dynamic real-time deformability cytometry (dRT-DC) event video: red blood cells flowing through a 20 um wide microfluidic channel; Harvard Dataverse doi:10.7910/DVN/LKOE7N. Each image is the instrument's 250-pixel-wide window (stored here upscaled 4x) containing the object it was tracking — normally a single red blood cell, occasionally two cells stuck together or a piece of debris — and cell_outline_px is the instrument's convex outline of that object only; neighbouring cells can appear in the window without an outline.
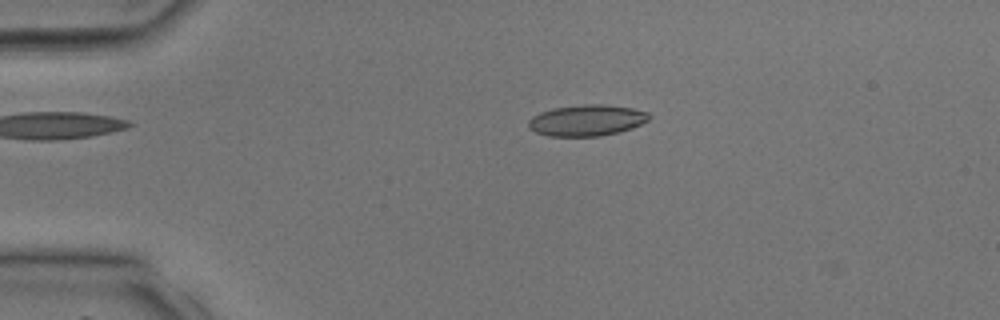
{"species": "common noctule bat (a hibernating species)", "species_latin": "Nyctalus noctula", "temperature_condition": "room temperature", "stored_images_in_passage": 30, "camera_frame_rate_fps": 3000, "um_per_image_px": 0.085, "animal": {"sex": "male", "body_mass_g": 17.9, "forearm_length_mm": 54.2}, "frame": {"image": 1, "passage_image": 3, "time_ms": 0.667, "image_size_px": [1000, 320], "cell_outline_px": [[652, 116], [648, 120], [632, 128], [600, 136], [548, 136], [536, 132], [528, 128], [528, 120], [532, 116], [540, 112], [552, 108], [584, 104], [604, 104], [632, 108], [648, 112]], "centroid_in_image_um": [49.86, 10.22], "position_along_channel_um": 35.1, "area_um2": 21.96}}
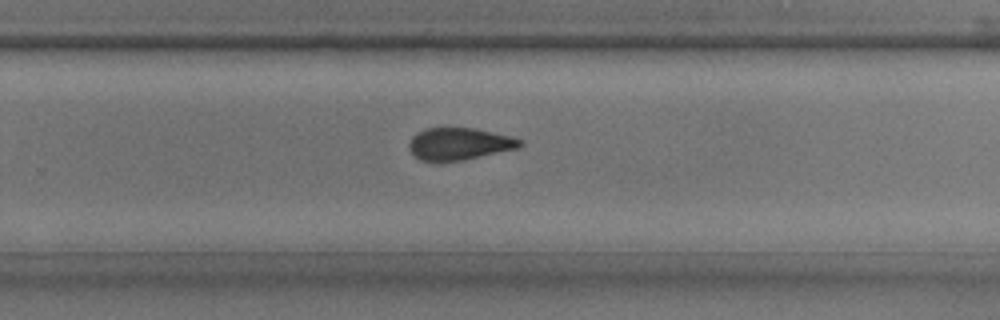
{"frame": {"image": 2, "passage_image": 20, "time_ms": 6.333, "image_size_px": [1000, 320], "cell_outline_px": [[524, 144], [520, 148], [464, 160], [420, 160], [408, 148], [408, 144], [412, 136], [416, 132], [424, 128], [476, 128], [524, 140]], "centroid_in_image_um": [39.06, 12.21], "position_along_channel_um": 290.7, "area_um2": 20.75}}
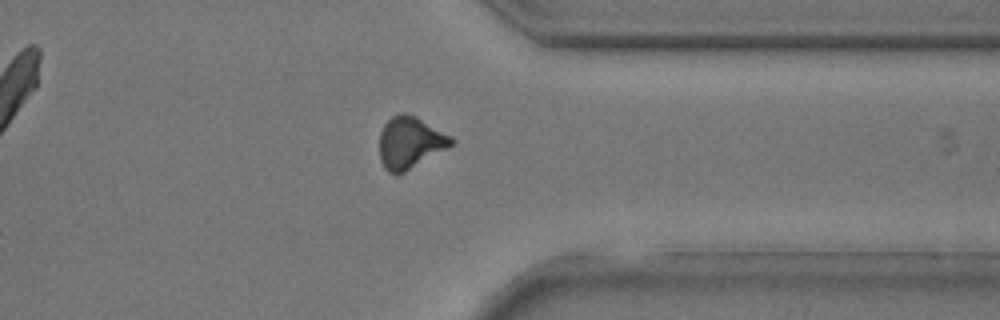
{"frame": {"image": 3, "passage_image": 25, "time_ms": 8.0, "image_size_px": [1000, 320], "cell_outline_px": [[456, 140], [448, 148], [404, 172], [396, 176], [388, 172], [384, 168], [380, 160], [380, 132], [384, 124], [392, 116], [400, 112], [404, 112], [416, 116], [452, 136]], "centroid_in_image_um": [34.85, 12.12], "position_along_channel_um": 376.6, "area_um2": 21.85}}